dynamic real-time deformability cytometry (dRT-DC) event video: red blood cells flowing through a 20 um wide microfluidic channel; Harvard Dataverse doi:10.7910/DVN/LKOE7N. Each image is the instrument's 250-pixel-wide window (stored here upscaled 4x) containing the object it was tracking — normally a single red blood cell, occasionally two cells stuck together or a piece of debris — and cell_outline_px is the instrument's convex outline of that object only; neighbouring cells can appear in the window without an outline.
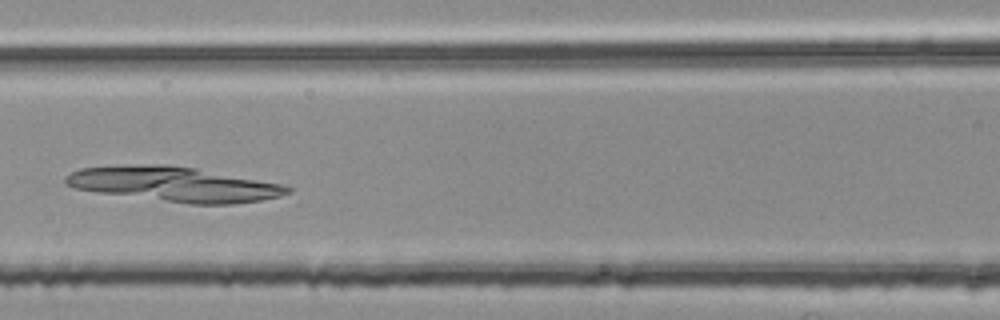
{"species": "common noctule bat (a hibernating species)", "species_latin": "Nyctalus noctula", "temperature_condition": "room temperature", "stored_images_in_passage": 34, "camera_frame_rate_fps": 3000, "um_per_image_px": 0.085, "animal": {"sex": "female", "body_mass_g": 25.1}, "frame": {"image": 1, "passage_image": 10, "time_ms": 3.0, "image_size_px": [1000, 320], "cell_outline_px": [[292, 192], [280, 196], [260, 200], [232, 204], [188, 204], [96, 192], [76, 188], [68, 184], [64, 180], [64, 176], [80, 168], [152, 164], [156, 164], [196, 168], [280, 184], [292, 188]], "centroid_in_image_um": [14.81, 15.67], "position_along_channel_um": 151.8, "area_um2": 44.33}}